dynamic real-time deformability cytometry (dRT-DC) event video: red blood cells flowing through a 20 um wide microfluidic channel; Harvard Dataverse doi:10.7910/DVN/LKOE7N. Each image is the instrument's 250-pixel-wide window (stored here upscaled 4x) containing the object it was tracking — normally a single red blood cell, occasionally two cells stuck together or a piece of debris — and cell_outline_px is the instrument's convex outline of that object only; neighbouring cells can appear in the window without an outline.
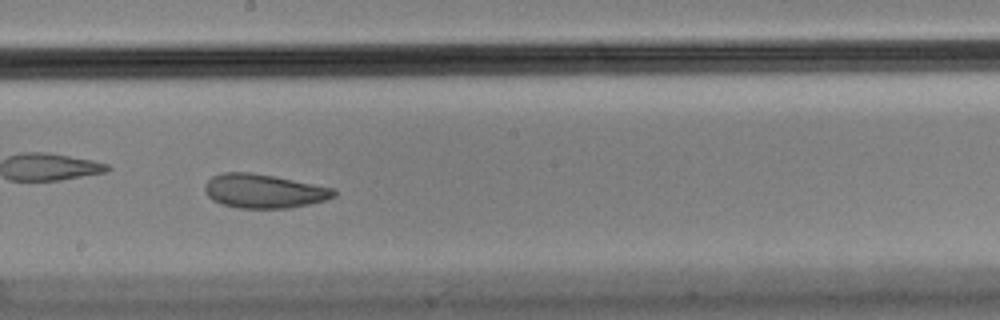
{"species": "Egyptian fruit bat (a non-hibernating species)", "species_latin": "Rousettus aegyptiacus", "temperature_condition": "cold", "stored_images_in_passage": 56, "camera_frame_rate_fps": 3000, "um_per_image_px": 0.085, "animal": {"sex": "male"}, "frame": {"image": 1, "passage_image": 32, "time_ms": 10.333, "image_size_px": [1000, 320], "cell_outline_px": [[336, 196], [324, 200], [308, 204], [288, 208], [240, 208], [220, 204], [212, 200], [208, 196], [204, 188], [204, 184], [212, 176], [224, 172], [252, 172], [276, 176], [336, 188]], "centroid_in_image_um": [22.43, 16.23], "position_along_channel_um": 225.8, "area_um2": 25.78}, "authors_computed_cell_mechanics": {"area_um2": 25.8366, "velocity_mm_per_s": 3.5462, "shape_relaxation_time_tau1_ms": null, "shape_relaxation_time_tau2_ms": 2.5595, "deformation_change_tau1": null, "deformation_change_tau2": 0.0813}}